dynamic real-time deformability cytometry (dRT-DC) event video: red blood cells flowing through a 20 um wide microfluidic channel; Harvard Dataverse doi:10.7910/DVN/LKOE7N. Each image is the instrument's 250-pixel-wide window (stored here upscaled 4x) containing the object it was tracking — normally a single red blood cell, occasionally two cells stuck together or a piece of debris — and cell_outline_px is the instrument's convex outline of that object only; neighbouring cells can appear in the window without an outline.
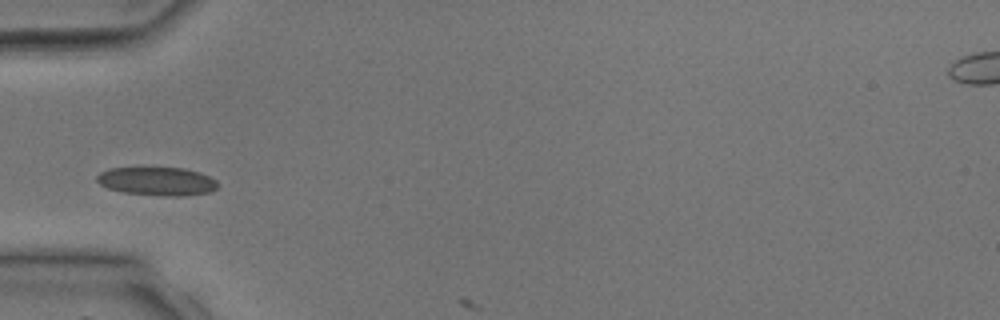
{"species": "common noctule bat (a hibernating species)", "species_latin": "Nyctalus noctula", "temperature_condition": "room temperature", "stored_images_in_passage": 2, "camera_frame_rate_fps": 3000, "um_per_image_px": 0.085, "animal": {"sex": "male", "body_mass_g": 17.9, "forearm_length_mm": 54.2}, "frame": {"image": 1, "passage_image": 2, "time_ms": 1.333, "image_size_px": [1000, 320], "cell_outline_px": [[220, 184], [216, 188], [208, 192], [180, 196], [164, 196], [124, 192], [108, 188], [100, 184], [96, 180], [96, 176], [100, 172], [108, 168], [184, 168], [200, 172], [216, 180]], "centroid_in_image_um": [13.35, 15.4], "position_along_channel_um": 71.6, "area_um2": 19.94}}